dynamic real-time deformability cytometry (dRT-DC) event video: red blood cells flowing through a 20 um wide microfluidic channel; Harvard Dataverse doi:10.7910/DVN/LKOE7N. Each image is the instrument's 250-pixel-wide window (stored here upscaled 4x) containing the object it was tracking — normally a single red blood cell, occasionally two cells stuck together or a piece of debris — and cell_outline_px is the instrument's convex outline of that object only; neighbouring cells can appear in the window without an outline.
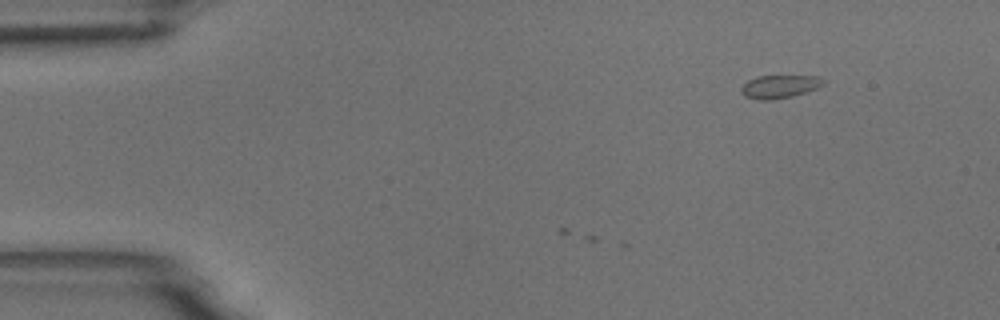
{"species": "common noctule bat (a hibernating species)", "species_latin": "Nyctalus noctula", "temperature_condition": "room temperature", "stored_images_in_passage": 10, "camera_frame_rate_fps": 3000, "um_per_image_px": 0.085, "animal": {"sex": "male", "body_mass_g": 18.8}, "frame": {"image": 1, "passage_image": 10, "time_ms": 3.0, "image_size_px": [1000, 320], "cell_outline_px": [[824, 84], [816, 88], [792, 96], [772, 100], [760, 100], [744, 96], [740, 88], [748, 80], [756, 76], [820, 76], [824, 80]], "centroid_in_image_um": [66.24, 7.35], "position_along_channel_um": 18.8, "area_um2": 10.98}}